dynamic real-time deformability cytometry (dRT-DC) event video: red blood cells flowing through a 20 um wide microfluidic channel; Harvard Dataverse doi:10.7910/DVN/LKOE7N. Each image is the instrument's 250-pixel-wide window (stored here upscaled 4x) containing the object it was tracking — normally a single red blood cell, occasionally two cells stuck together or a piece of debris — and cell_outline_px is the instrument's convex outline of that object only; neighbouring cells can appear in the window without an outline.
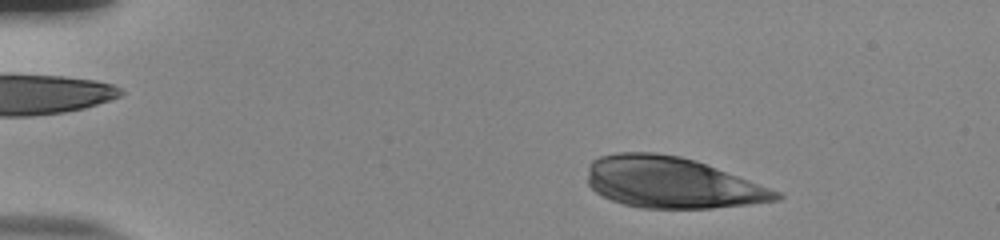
{"species": "human", "species_latin": "Homo sapiens", "temperature_condition": "room temperature", "stored_images_in_passage": 50, "camera_frame_rate_fps": 3000, "um_per_image_px": 0.085, "donor": {"sex": "male"}, "frame": {"image": 1, "passage_image": 5, "time_ms": 1.333, "image_size_px": [1000, 240], "cell_outline_px": [[784, 196], [780, 200], [748, 204], [712, 208], [640, 208], [624, 204], [612, 200], [596, 192], [588, 184], [588, 164], [592, 160], [600, 156], [616, 152], [656, 152], [680, 156], [696, 160], [780, 192]], "centroid_in_image_um": [57.07, 15.51], "position_along_channel_um": 27.9, "area_um2": 56.12}}
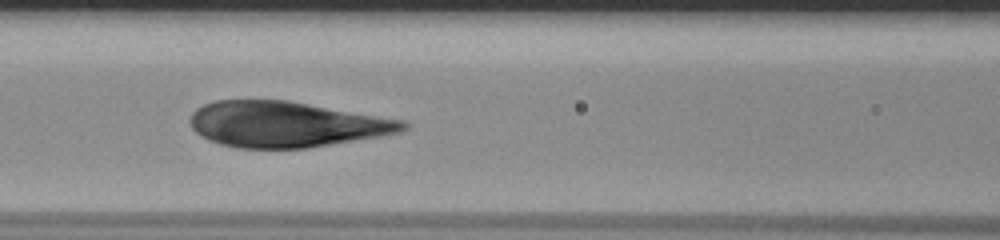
{"frame": {"image": 2, "passage_image": 21, "time_ms": 6.667, "image_size_px": [1000, 240], "cell_outline_px": [[412, 124], [408, 128], [400, 132], [380, 136], [308, 148], [236, 148], [220, 144], [208, 140], [200, 136], [192, 128], [188, 120], [192, 112], [196, 108], [204, 104], [216, 100], [288, 100], [408, 120]], "centroid_in_image_um": [24.35, 10.56], "position_along_channel_um": 142.2, "area_um2": 57.34}}
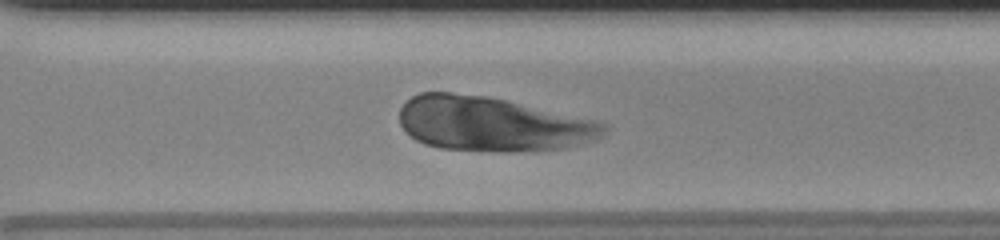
{"frame": {"image": 3, "passage_image": 36, "time_ms": 11.667, "image_size_px": [1000, 240], "cell_outline_px": [[608, 128], [596, 140], [560, 148], [504, 152], [492, 152], [440, 148], [424, 144], [416, 140], [404, 132], [400, 124], [400, 108], [412, 96], [420, 92], [452, 92], [484, 96], [504, 100], [600, 120]], "centroid_in_image_um": [41.81, 10.54], "position_along_channel_um": 328.8, "area_um2": 64.97}}